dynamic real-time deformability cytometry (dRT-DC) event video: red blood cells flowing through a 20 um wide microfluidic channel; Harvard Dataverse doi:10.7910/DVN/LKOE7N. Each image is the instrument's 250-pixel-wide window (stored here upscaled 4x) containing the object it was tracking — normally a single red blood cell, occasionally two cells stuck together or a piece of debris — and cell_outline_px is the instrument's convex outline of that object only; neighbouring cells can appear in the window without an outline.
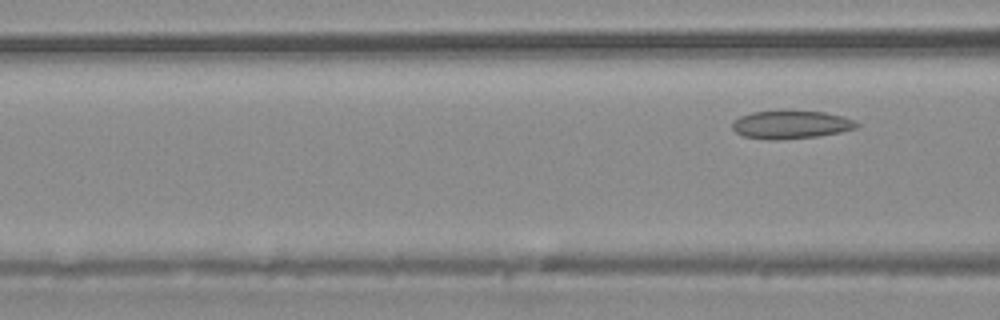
{"species": "common noctule bat (a hibernating species)", "species_latin": "Nyctalus noctula", "temperature_condition": "warm", "stored_images_in_passage": 3, "camera_frame_rate_fps": 3000, "um_per_image_px": 0.085, "animal": {"sex": "male", "body_mass_g": 20.4}, "frame": {"image": 1, "passage_image": 3, "time_ms": 3.0, "image_size_px": [1000, 320], "cell_outline_px": [[860, 124], [856, 128], [840, 132], [816, 136], [776, 140], [768, 140], [744, 136], [736, 132], [732, 128], [732, 120], [740, 116], [752, 112], [824, 112], [844, 116], [856, 120]], "centroid_in_image_um": [67.24, 10.61], "position_along_channel_um": 99.4, "area_um2": 20.11}}